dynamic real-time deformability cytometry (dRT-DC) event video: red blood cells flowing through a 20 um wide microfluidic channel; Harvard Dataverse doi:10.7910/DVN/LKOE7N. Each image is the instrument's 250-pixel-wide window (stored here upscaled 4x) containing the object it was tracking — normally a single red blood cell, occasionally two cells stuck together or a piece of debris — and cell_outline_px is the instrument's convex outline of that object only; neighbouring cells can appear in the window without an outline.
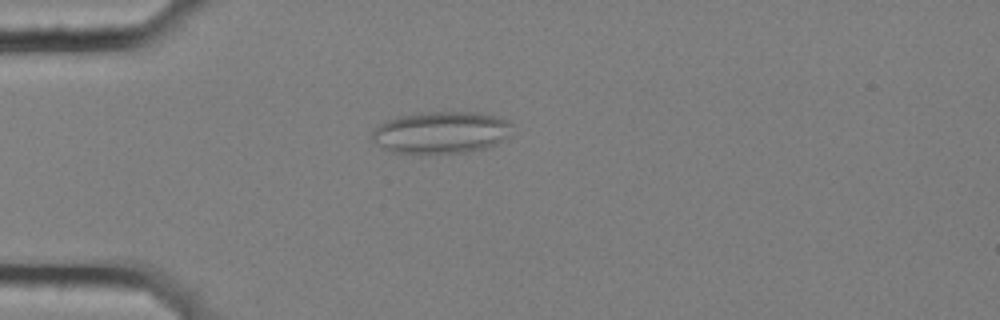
{"species": "common noctule bat (a hibernating species)", "species_latin": "Nyctalus noctula", "temperature_condition": "cold", "stored_images_in_passage": 58, "segment_of_instrument_passage": [1, 2], "camera_frame_rate_fps": 3000, "um_per_image_px": 0.085, "animal": {"sex": "female", "body_mass_g": 25.1}, "frame": {"image": 1, "passage_image": 16, "time_ms": 5.0, "image_size_px": [1000, 320], "cell_outline_px": [[512, 136], [508, 140], [488, 148], [464, 152], [420, 156], [392, 152], [384, 148], [372, 140], [372, 132], [380, 124], [388, 120], [400, 116], [420, 112], [480, 112], [496, 116], [508, 120], [512, 124]], "centroid_in_image_um": [37.56, 11.29], "position_along_channel_um": 47.4, "area_um2": 35.43}}